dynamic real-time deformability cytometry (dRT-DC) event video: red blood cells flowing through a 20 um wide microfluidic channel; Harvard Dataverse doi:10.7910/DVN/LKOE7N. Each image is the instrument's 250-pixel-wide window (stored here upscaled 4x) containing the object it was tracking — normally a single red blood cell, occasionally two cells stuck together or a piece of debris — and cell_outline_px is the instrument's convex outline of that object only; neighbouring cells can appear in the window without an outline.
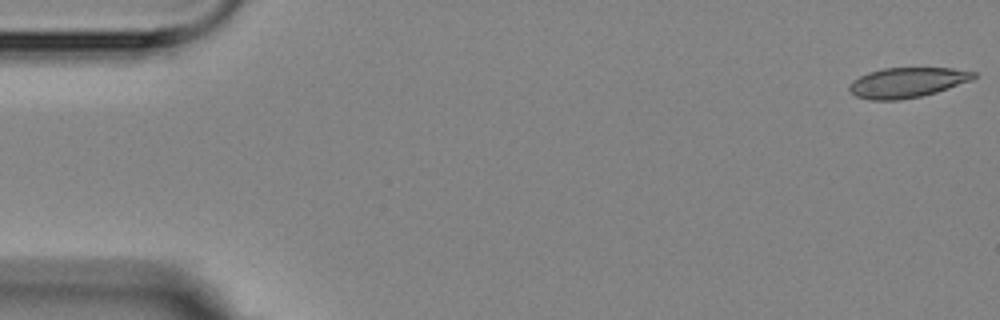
{"species": "Egyptian fruit bat (a non-hibernating species)", "species_latin": "Rousettus aegyptiacus", "temperature_condition": "room temperature", "stored_images_in_passage": 5, "camera_frame_rate_fps": 3000, "um_per_image_px": 0.085, "animal": {"sex": "female"}, "frame": {"image": 1, "passage_image": 1, "time_ms": 0.0, "image_size_px": [1000, 320], "cell_outline_px": [[976, 76], [972, 80], [936, 92], [920, 96], [900, 100], [868, 100], [856, 96], [848, 88], [848, 84], [852, 80], [868, 72], [884, 68], [952, 68], [976, 72]], "centroid_in_image_um": [77.08, 7.01], "position_along_channel_um": 7.9, "area_um2": 21.79}}